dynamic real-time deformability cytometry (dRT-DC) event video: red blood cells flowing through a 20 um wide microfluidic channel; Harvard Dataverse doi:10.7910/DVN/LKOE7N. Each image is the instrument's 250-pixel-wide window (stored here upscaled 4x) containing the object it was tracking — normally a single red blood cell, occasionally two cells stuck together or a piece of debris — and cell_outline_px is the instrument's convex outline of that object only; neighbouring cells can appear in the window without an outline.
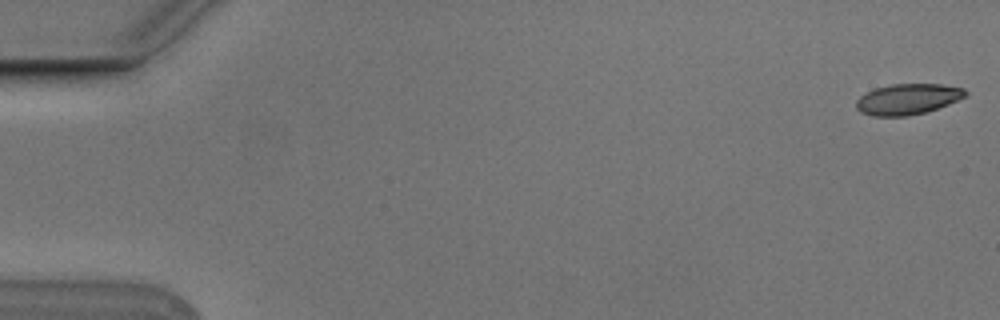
{"species": "Egyptian fruit bat (a non-hibernating species)", "species_latin": "Rousettus aegyptiacus", "temperature_condition": "cold", "stored_images_in_passage": 54, "camera_frame_rate_fps": 3000, "um_per_image_px": 0.085, "animal": {"sex": "male"}, "frame": {"image": 1, "passage_image": 1, "time_ms": 0.0, "image_size_px": [1000, 320], "cell_outline_px": [[968, 96], [948, 104], [924, 112], [908, 116], [872, 116], [860, 112], [856, 108], [856, 100], [860, 96], [876, 88], [892, 84], [940, 84], [964, 88], [968, 92]], "centroid_in_image_um": [77.16, 8.42], "position_along_channel_um": 7.8, "area_um2": 19.54}}
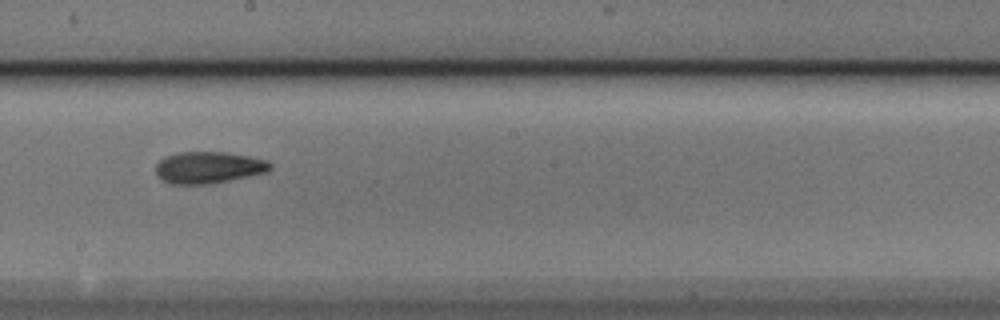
{"frame": {"image": 2, "passage_image": 31, "time_ms": 10.0, "image_size_px": [1000, 320], "cell_outline_px": [[272, 168], [268, 172], [212, 184], [172, 184], [160, 180], [156, 176], [156, 164], [164, 156], [176, 152], [224, 152], [248, 156], [268, 160], [272, 164]], "centroid_in_image_um": [17.71, 14.24], "position_along_channel_um": 230.5, "area_um2": 21.5}}
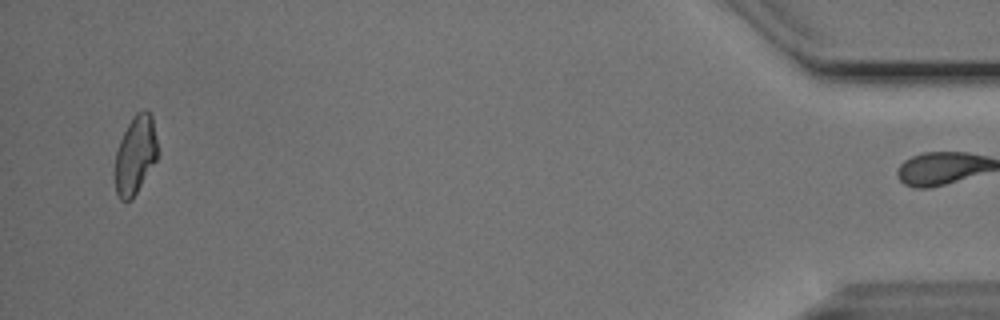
{"frame": {"image": 3, "passage_image": 53, "time_ms": 17.333, "image_size_px": [1000, 320], "cell_outline_px": [[160, 152], [156, 160], [132, 200], [120, 200], [116, 192], [116, 152], [120, 140], [132, 116], [136, 112], [148, 112], [152, 116]], "centroid_in_image_um": [11.54, 13.17], "position_along_channel_um": 423.7, "area_um2": 19.36}, "authors_computed_cell_mechanics": {"area_um2": 20.5768, "velocity_mm_per_s": 3.759, "shape_relaxation_time_tau1_ms": 7.1111, "shape_relaxation_time_tau2_ms": 3.8438, "deformation_change_tau1": 0.1663, "deformation_change_tau2": 0.106}}